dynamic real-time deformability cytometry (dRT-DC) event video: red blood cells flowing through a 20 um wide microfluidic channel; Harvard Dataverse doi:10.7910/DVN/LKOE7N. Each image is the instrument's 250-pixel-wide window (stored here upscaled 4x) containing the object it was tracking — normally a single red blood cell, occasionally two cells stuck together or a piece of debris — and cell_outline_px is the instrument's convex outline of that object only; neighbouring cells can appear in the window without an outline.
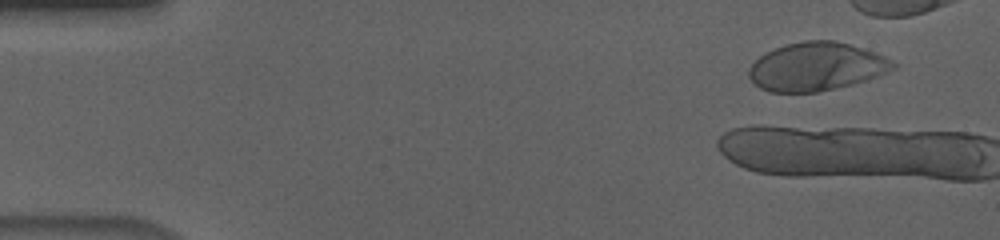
{"species": "human", "species_latin": "Homo sapiens", "temperature_condition": "cold", "stored_images_in_passage": 7, "camera_frame_rate_fps": 3000, "um_per_image_px": 0.085, "donor": {"sex": "male"}, "frame": {"image": 1, "passage_image": 4, "time_ms": 1.0, "image_size_px": [1000, 240], "cell_outline_px": [[896, 68], [876, 76], [852, 84], [836, 88], [816, 92], [768, 92], [760, 88], [748, 76], [748, 68], [764, 52], [788, 44], [804, 40], [836, 40], [876, 52], [884, 56], [896, 64]], "centroid_in_image_um": [69.37, 5.66], "position_along_channel_um": 15.6, "area_um2": 40.46}}